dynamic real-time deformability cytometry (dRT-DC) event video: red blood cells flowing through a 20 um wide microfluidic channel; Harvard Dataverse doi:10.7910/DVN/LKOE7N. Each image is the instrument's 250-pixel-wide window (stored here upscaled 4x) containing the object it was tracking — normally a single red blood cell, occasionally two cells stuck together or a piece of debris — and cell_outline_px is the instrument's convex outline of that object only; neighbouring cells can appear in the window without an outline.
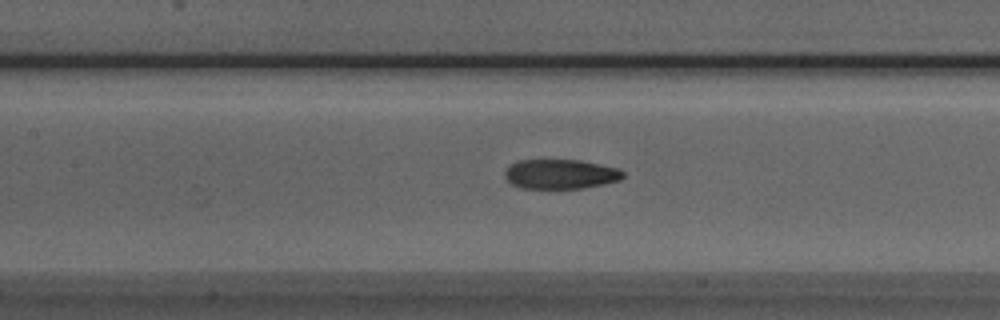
{"species": "Egyptian fruit bat (a non-hibernating species)", "species_latin": "Rousettus aegyptiacus", "temperature_condition": "room temperature", "stored_images_in_passage": 38, "camera_frame_rate_fps": 3000, "um_per_image_px": 0.085, "animal": {"sex": "male"}, "frame": {"image": 1, "passage_image": 10, "time_ms": 3.0, "image_size_px": [1000, 320], "cell_outline_px": [[624, 176], [620, 180], [604, 184], [580, 188], [520, 188], [512, 184], [504, 176], [504, 172], [508, 164], [516, 160], [580, 160], [616, 168], [624, 172]], "centroid_in_image_um": [47.59, 14.79], "position_along_channel_um": 159.8, "area_um2": 20.4}}
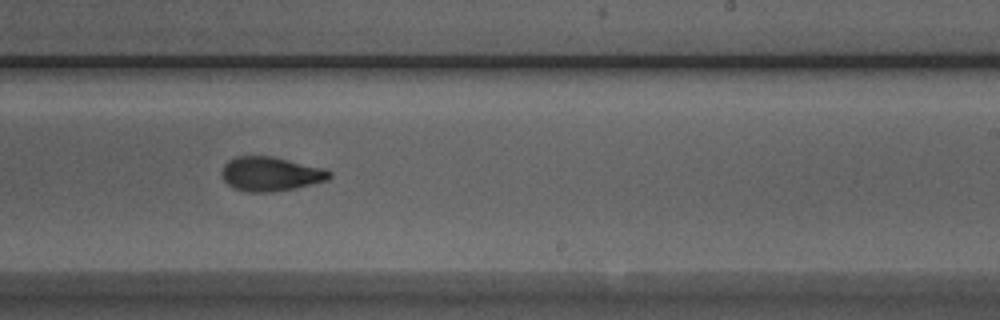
{"frame": {"image": 2, "passage_image": 18, "time_ms": 5.667, "image_size_px": [1000, 320], "cell_outline_px": [[332, 176], [328, 180], [312, 184], [272, 192], [244, 192], [228, 184], [224, 180], [220, 172], [224, 164], [228, 160], [236, 156], [272, 156], [324, 168], [332, 172]], "centroid_in_image_um": [22.99, 14.78], "position_along_channel_um": 266.0, "area_um2": 21.5}}
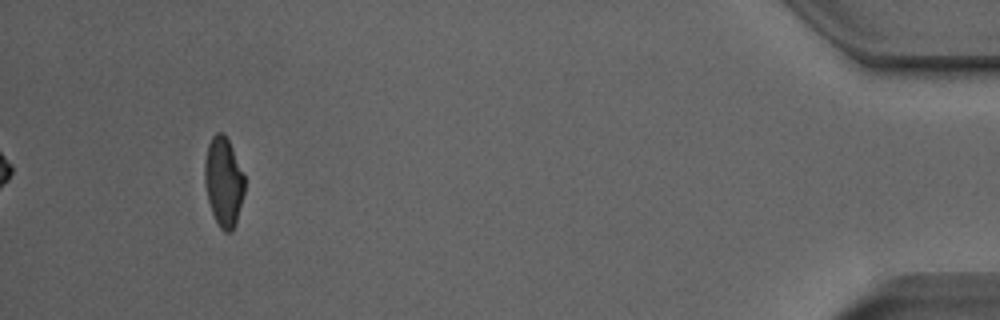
{"frame": {"image": 3, "passage_image": 35, "time_ms": 11.333, "image_size_px": [1000, 320], "cell_outline_px": [[244, 192], [236, 224], [232, 232], [224, 232], [220, 228], [212, 212], [208, 200], [204, 184], [204, 164], [208, 144], [212, 136], [216, 132], [224, 132], [232, 148], [244, 176]], "centroid_in_image_um": [18.99, 15.45], "position_along_channel_um": 416.2, "area_um2": 20.75}, "authors_computed_cell_mechanics": {"area_um2": 21.3282, "velocity_mm_per_s": 4.0015, "shape_relaxation_time_tau1_ms": 9.1526, "shape_relaxation_time_tau2_ms": 2.2559, "deformation_change_tau1": 0.2301, "deformation_change_tau2": 0.0994}}